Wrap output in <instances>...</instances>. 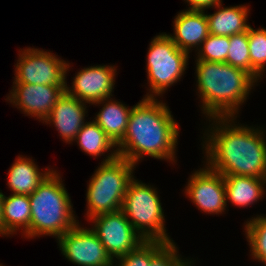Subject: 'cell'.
<instances>
[{
    "mask_svg": "<svg viewBox=\"0 0 266 266\" xmlns=\"http://www.w3.org/2000/svg\"><path fill=\"white\" fill-rule=\"evenodd\" d=\"M237 117H213L203 141L206 165L222 176L266 178L264 130L236 125ZM235 119V120H234ZM206 135V137H205Z\"/></svg>",
    "mask_w": 266,
    "mask_h": 266,
    "instance_id": "cell-1",
    "label": "cell"
},
{
    "mask_svg": "<svg viewBox=\"0 0 266 266\" xmlns=\"http://www.w3.org/2000/svg\"><path fill=\"white\" fill-rule=\"evenodd\" d=\"M166 103L145 98L131 109L118 156L136 165L145 156L175 162L179 126Z\"/></svg>",
    "mask_w": 266,
    "mask_h": 266,
    "instance_id": "cell-2",
    "label": "cell"
},
{
    "mask_svg": "<svg viewBox=\"0 0 266 266\" xmlns=\"http://www.w3.org/2000/svg\"><path fill=\"white\" fill-rule=\"evenodd\" d=\"M196 79L206 118L237 117L257 81L246 71L227 63L196 60Z\"/></svg>",
    "mask_w": 266,
    "mask_h": 266,
    "instance_id": "cell-3",
    "label": "cell"
},
{
    "mask_svg": "<svg viewBox=\"0 0 266 266\" xmlns=\"http://www.w3.org/2000/svg\"><path fill=\"white\" fill-rule=\"evenodd\" d=\"M62 182L59 173L53 170L29 195L31 220L30 228L23 234L25 237L49 235L58 239L79 223Z\"/></svg>",
    "mask_w": 266,
    "mask_h": 266,
    "instance_id": "cell-4",
    "label": "cell"
},
{
    "mask_svg": "<svg viewBox=\"0 0 266 266\" xmlns=\"http://www.w3.org/2000/svg\"><path fill=\"white\" fill-rule=\"evenodd\" d=\"M134 168V164L118 154L109 153L103 159L87 187L88 219L121 210L128 184L134 178Z\"/></svg>",
    "mask_w": 266,
    "mask_h": 266,
    "instance_id": "cell-5",
    "label": "cell"
},
{
    "mask_svg": "<svg viewBox=\"0 0 266 266\" xmlns=\"http://www.w3.org/2000/svg\"><path fill=\"white\" fill-rule=\"evenodd\" d=\"M156 189L133 178L121 210L144 240L173 242L166 233L165 216Z\"/></svg>",
    "mask_w": 266,
    "mask_h": 266,
    "instance_id": "cell-6",
    "label": "cell"
},
{
    "mask_svg": "<svg viewBox=\"0 0 266 266\" xmlns=\"http://www.w3.org/2000/svg\"><path fill=\"white\" fill-rule=\"evenodd\" d=\"M189 53L180 50L166 33L156 35L147 53L146 72L149 93L145 98H156L180 81L187 68Z\"/></svg>",
    "mask_w": 266,
    "mask_h": 266,
    "instance_id": "cell-7",
    "label": "cell"
},
{
    "mask_svg": "<svg viewBox=\"0 0 266 266\" xmlns=\"http://www.w3.org/2000/svg\"><path fill=\"white\" fill-rule=\"evenodd\" d=\"M19 52L13 84L67 85L69 62L48 50L28 47Z\"/></svg>",
    "mask_w": 266,
    "mask_h": 266,
    "instance_id": "cell-8",
    "label": "cell"
},
{
    "mask_svg": "<svg viewBox=\"0 0 266 266\" xmlns=\"http://www.w3.org/2000/svg\"><path fill=\"white\" fill-rule=\"evenodd\" d=\"M89 220L94 224L91 230L115 262L116 258L126 255L145 241L122 210L97 215Z\"/></svg>",
    "mask_w": 266,
    "mask_h": 266,
    "instance_id": "cell-9",
    "label": "cell"
},
{
    "mask_svg": "<svg viewBox=\"0 0 266 266\" xmlns=\"http://www.w3.org/2000/svg\"><path fill=\"white\" fill-rule=\"evenodd\" d=\"M76 224L57 239L61 253L78 266H114L115 262L91 228Z\"/></svg>",
    "mask_w": 266,
    "mask_h": 266,
    "instance_id": "cell-10",
    "label": "cell"
},
{
    "mask_svg": "<svg viewBox=\"0 0 266 266\" xmlns=\"http://www.w3.org/2000/svg\"><path fill=\"white\" fill-rule=\"evenodd\" d=\"M195 171L188 180L185 193L196 207L207 214H222L226 209L223 176L207 165Z\"/></svg>",
    "mask_w": 266,
    "mask_h": 266,
    "instance_id": "cell-11",
    "label": "cell"
},
{
    "mask_svg": "<svg viewBox=\"0 0 266 266\" xmlns=\"http://www.w3.org/2000/svg\"><path fill=\"white\" fill-rule=\"evenodd\" d=\"M7 101L12 103L27 116L44 121L56 102L66 92V86L13 84Z\"/></svg>",
    "mask_w": 266,
    "mask_h": 266,
    "instance_id": "cell-12",
    "label": "cell"
},
{
    "mask_svg": "<svg viewBox=\"0 0 266 266\" xmlns=\"http://www.w3.org/2000/svg\"><path fill=\"white\" fill-rule=\"evenodd\" d=\"M116 66L97 65L81 69L75 75L72 87L66 85L69 96L91 105L110 98L115 85Z\"/></svg>",
    "mask_w": 266,
    "mask_h": 266,
    "instance_id": "cell-13",
    "label": "cell"
},
{
    "mask_svg": "<svg viewBox=\"0 0 266 266\" xmlns=\"http://www.w3.org/2000/svg\"><path fill=\"white\" fill-rule=\"evenodd\" d=\"M86 102L69 96L66 92L56 102L49 116L43 123L54 124L65 143H72L83 127L87 113Z\"/></svg>",
    "mask_w": 266,
    "mask_h": 266,
    "instance_id": "cell-14",
    "label": "cell"
},
{
    "mask_svg": "<svg viewBox=\"0 0 266 266\" xmlns=\"http://www.w3.org/2000/svg\"><path fill=\"white\" fill-rule=\"evenodd\" d=\"M174 34H168L180 50L190 53L192 48L198 50L209 35L205 11L183 10L175 16Z\"/></svg>",
    "mask_w": 266,
    "mask_h": 266,
    "instance_id": "cell-15",
    "label": "cell"
},
{
    "mask_svg": "<svg viewBox=\"0 0 266 266\" xmlns=\"http://www.w3.org/2000/svg\"><path fill=\"white\" fill-rule=\"evenodd\" d=\"M52 171L53 169L47 167L46 171L40 172L38 165L32 159L21 155L16 158L8 171L7 186L13 194L29 196Z\"/></svg>",
    "mask_w": 266,
    "mask_h": 266,
    "instance_id": "cell-16",
    "label": "cell"
},
{
    "mask_svg": "<svg viewBox=\"0 0 266 266\" xmlns=\"http://www.w3.org/2000/svg\"><path fill=\"white\" fill-rule=\"evenodd\" d=\"M93 104L96 106L97 104H103L102 109L95 115L94 121L117 146L125 136L132 108L122 102L113 100L111 97Z\"/></svg>",
    "mask_w": 266,
    "mask_h": 266,
    "instance_id": "cell-17",
    "label": "cell"
},
{
    "mask_svg": "<svg viewBox=\"0 0 266 266\" xmlns=\"http://www.w3.org/2000/svg\"><path fill=\"white\" fill-rule=\"evenodd\" d=\"M216 5L218 11L214 14H206L208 22V31L211 35L232 36L248 31L250 25L247 23L249 7L237 5L233 7H221Z\"/></svg>",
    "mask_w": 266,
    "mask_h": 266,
    "instance_id": "cell-18",
    "label": "cell"
},
{
    "mask_svg": "<svg viewBox=\"0 0 266 266\" xmlns=\"http://www.w3.org/2000/svg\"><path fill=\"white\" fill-rule=\"evenodd\" d=\"M225 184L226 205L229 200L238 207H248L262 199L266 178L252 176H223Z\"/></svg>",
    "mask_w": 266,
    "mask_h": 266,
    "instance_id": "cell-19",
    "label": "cell"
},
{
    "mask_svg": "<svg viewBox=\"0 0 266 266\" xmlns=\"http://www.w3.org/2000/svg\"><path fill=\"white\" fill-rule=\"evenodd\" d=\"M31 207L29 196L20 194L4 195L2 201L3 231L7 236L20 229L23 234L30 228ZM23 227V228H22Z\"/></svg>",
    "mask_w": 266,
    "mask_h": 266,
    "instance_id": "cell-20",
    "label": "cell"
},
{
    "mask_svg": "<svg viewBox=\"0 0 266 266\" xmlns=\"http://www.w3.org/2000/svg\"><path fill=\"white\" fill-rule=\"evenodd\" d=\"M74 141L78 143L82 151L90 156L98 157L109 151L111 154H118L115 149L116 145L113 144L94 120L86 121Z\"/></svg>",
    "mask_w": 266,
    "mask_h": 266,
    "instance_id": "cell-21",
    "label": "cell"
},
{
    "mask_svg": "<svg viewBox=\"0 0 266 266\" xmlns=\"http://www.w3.org/2000/svg\"><path fill=\"white\" fill-rule=\"evenodd\" d=\"M248 44L251 64V76L258 82L266 67V29L248 28Z\"/></svg>",
    "mask_w": 266,
    "mask_h": 266,
    "instance_id": "cell-22",
    "label": "cell"
},
{
    "mask_svg": "<svg viewBox=\"0 0 266 266\" xmlns=\"http://www.w3.org/2000/svg\"><path fill=\"white\" fill-rule=\"evenodd\" d=\"M244 225L252 258L266 265V216L252 217Z\"/></svg>",
    "mask_w": 266,
    "mask_h": 266,
    "instance_id": "cell-23",
    "label": "cell"
},
{
    "mask_svg": "<svg viewBox=\"0 0 266 266\" xmlns=\"http://www.w3.org/2000/svg\"><path fill=\"white\" fill-rule=\"evenodd\" d=\"M175 242L151 240L150 266H189L193 260L182 259L178 254Z\"/></svg>",
    "mask_w": 266,
    "mask_h": 266,
    "instance_id": "cell-24",
    "label": "cell"
},
{
    "mask_svg": "<svg viewBox=\"0 0 266 266\" xmlns=\"http://www.w3.org/2000/svg\"><path fill=\"white\" fill-rule=\"evenodd\" d=\"M229 47V36L209 34L197 50L196 60L226 63Z\"/></svg>",
    "mask_w": 266,
    "mask_h": 266,
    "instance_id": "cell-25",
    "label": "cell"
},
{
    "mask_svg": "<svg viewBox=\"0 0 266 266\" xmlns=\"http://www.w3.org/2000/svg\"><path fill=\"white\" fill-rule=\"evenodd\" d=\"M230 47L226 63L240 68L251 75L248 31L229 36Z\"/></svg>",
    "mask_w": 266,
    "mask_h": 266,
    "instance_id": "cell-26",
    "label": "cell"
},
{
    "mask_svg": "<svg viewBox=\"0 0 266 266\" xmlns=\"http://www.w3.org/2000/svg\"><path fill=\"white\" fill-rule=\"evenodd\" d=\"M115 266H150L151 240H145L136 249L117 258Z\"/></svg>",
    "mask_w": 266,
    "mask_h": 266,
    "instance_id": "cell-27",
    "label": "cell"
},
{
    "mask_svg": "<svg viewBox=\"0 0 266 266\" xmlns=\"http://www.w3.org/2000/svg\"><path fill=\"white\" fill-rule=\"evenodd\" d=\"M190 7L186 10L190 11H205L206 9L214 8L216 5L222 3V0H184Z\"/></svg>",
    "mask_w": 266,
    "mask_h": 266,
    "instance_id": "cell-28",
    "label": "cell"
},
{
    "mask_svg": "<svg viewBox=\"0 0 266 266\" xmlns=\"http://www.w3.org/2000/svg\"><path fill=\"white\" fill-rule=\"evenodd\" d=\"M4 194L0 190V235L7 236L3 231V221H2V201Z\"/></svg>",
    "mask_w": 266,
    "mask_h": 266,
    "instance_id": "cell-29",
    "label": "cell"
}]
</instances>
